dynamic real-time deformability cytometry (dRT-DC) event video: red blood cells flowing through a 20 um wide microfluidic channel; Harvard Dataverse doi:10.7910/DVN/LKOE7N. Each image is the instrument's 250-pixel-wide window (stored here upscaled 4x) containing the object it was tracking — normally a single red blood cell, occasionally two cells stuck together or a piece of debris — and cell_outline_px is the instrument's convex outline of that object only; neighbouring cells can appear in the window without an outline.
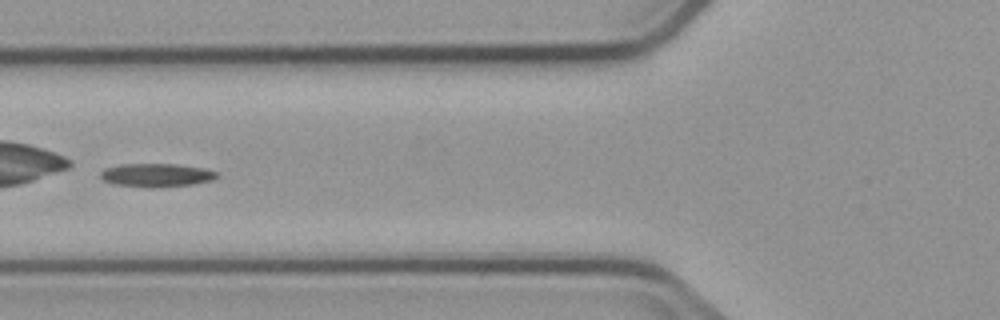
{"species": "common noctule bat (a hibernating species)", "species_latin": "Nyctalus noctula", "temperature_condition": "cold", "stored_images_in_passage": 6, "camera_frame_rate_fps": 3000, "um_per_image_px": 0.085, "animal": {"sex": "male", "body_mass_g": 23.1, "forearm_length_mm": 52.7}, "frame": {"image": 1, "passage_image": 4, "time_ms": 3.667, "image_size_px": [1000, 320], "cell_outline_px": [[220, 176], [212, 180], [192, 184], [152, 188], [112, 184], [104, 180], [100, 176], [100, 172], [104, 168], [120, 164], [176, 164], [204, 168], [216, 172]], "centroid_in_image_um": [13.27, 14.88], "position_along_channel_um": 112.5, "area_um2": 15.95}}
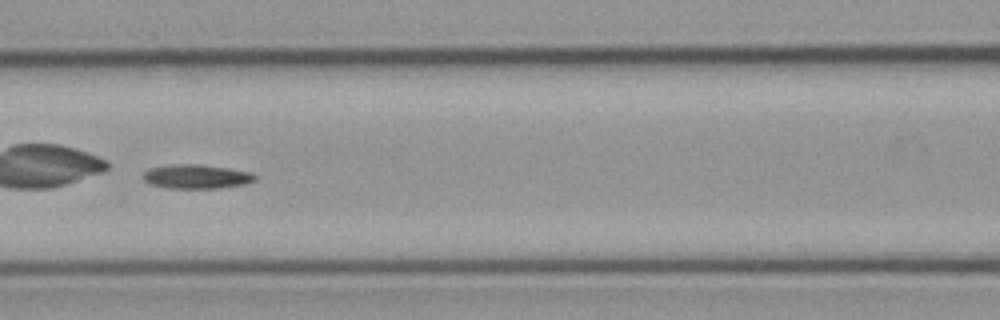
{"frame": {"image": 2, "passage_image": 5, "time_ms": 4.667, "image_size_px": [1000, 320], "cell_outline_px": [[256, 180], [244, 184], [220, 188], [168, 188], [148, 184], [144, 180], [144, 172], [148, 168], [176, 164], [196, 164], [228, 168], [252, 172], [256, 176]], "centroid_in_image_um": [16.7, 15.01], "position_along_channel_um": 149.9, "area_um2": 15.72}}
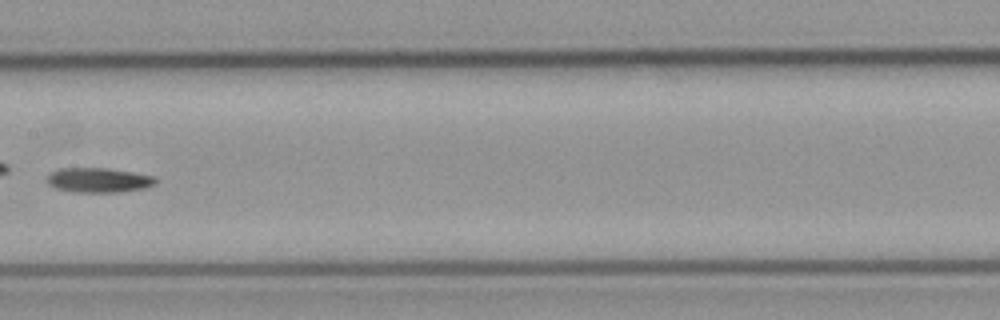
{"frame": {"image": 3, "passage_image": 6, "time_ms": 6.0, "image_size_px": [1000, 320], "cell_outline_px": [[156, 184], [144, 188], [120, 192], [72, 192], [56, 188], [48, 184], [48, 176], [52, 172], [60, 168], [108, 168], [132, 172], [152, 176], [156, 180]], "centroid_in_image_um": [8.37, 15.31], "position_along_channel_um": 199.0, "area_um2": 15.49}}